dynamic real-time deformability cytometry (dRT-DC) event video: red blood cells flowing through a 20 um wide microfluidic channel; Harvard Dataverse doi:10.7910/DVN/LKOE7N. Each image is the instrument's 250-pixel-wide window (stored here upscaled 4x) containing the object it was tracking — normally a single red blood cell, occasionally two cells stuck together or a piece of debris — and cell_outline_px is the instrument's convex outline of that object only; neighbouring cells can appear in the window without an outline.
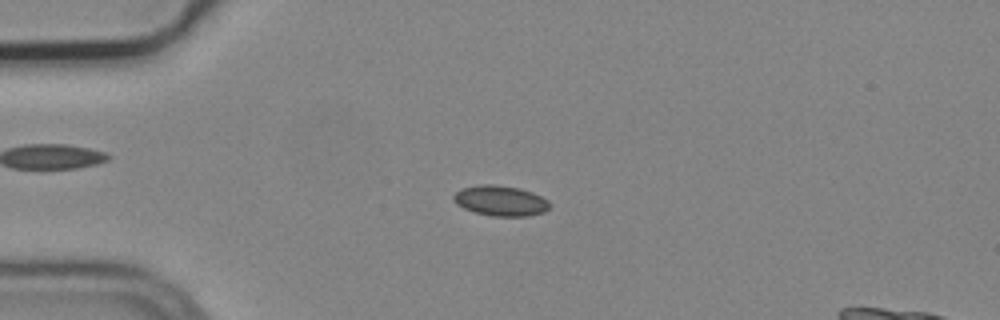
{"species": "common noctule bat (a hibernating species)", "species_latin": "Nyctalus noctula", "temperature_condition": "cold", "stored_images_in_passage": 5, "camera_frame_rate_fps": 3000, "um_per_image_px": 0.085, "animal": {"sex": "male", "body_mass_g": 19.2, "forearm_length_mm": 51.8}, "frame": {"image": 1, "passage_image": 5, "time_ms": 1.333, "image_size_px": [1000, 320], "cell_outline_px": [[548, 208], [544, 212], [528, 216], [492, 216], [476, 212], [464, 208], [456, 204], [452, 200], [452, 196], [456, 192], [464, 188], [480, 184], [492, 184], [520, 188], [532, 192], [548, 200]], "centroid_in_image_um": [42.52, 17.06], "position_along_channel_um": 42.5, "area_um2": 16.88}}